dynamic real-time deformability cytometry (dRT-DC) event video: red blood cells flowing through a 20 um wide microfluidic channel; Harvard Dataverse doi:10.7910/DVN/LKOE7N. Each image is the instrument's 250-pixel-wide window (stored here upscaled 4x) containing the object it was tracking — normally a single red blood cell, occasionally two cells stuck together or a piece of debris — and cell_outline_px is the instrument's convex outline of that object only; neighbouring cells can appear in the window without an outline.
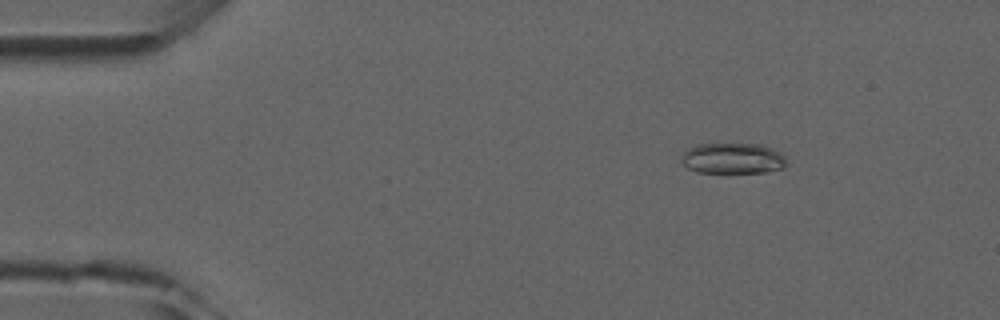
{"species": "common noctule bat (a hibernating species)", "species_latin": "Nyctalus noctula", "temperature_condition": "room temperature", "stored_images_in_passage": 4, "camera_frame_rate_fps": 3000, "um_per_image_px": 0.085, "animal": {"sex": "male", "forearm_length_mm": 52.5}, "frame": {"image": 1, "passage_image": 2, "time_ms": 1.0, "image_size_px": [1000, 320], "cell_outline_px": [[784, 164], [780, 168], [768, 172], [696, 172], [688, 168], [680, 160], [684, 152], [688, 148], [696, 144], [760, 144], [772, 148], [780, 152], [784, 156]], "centroid_in_image_um": [62.24, 13.45], "position_along_channel_um": 22.8, "area_um2": 18.67}}